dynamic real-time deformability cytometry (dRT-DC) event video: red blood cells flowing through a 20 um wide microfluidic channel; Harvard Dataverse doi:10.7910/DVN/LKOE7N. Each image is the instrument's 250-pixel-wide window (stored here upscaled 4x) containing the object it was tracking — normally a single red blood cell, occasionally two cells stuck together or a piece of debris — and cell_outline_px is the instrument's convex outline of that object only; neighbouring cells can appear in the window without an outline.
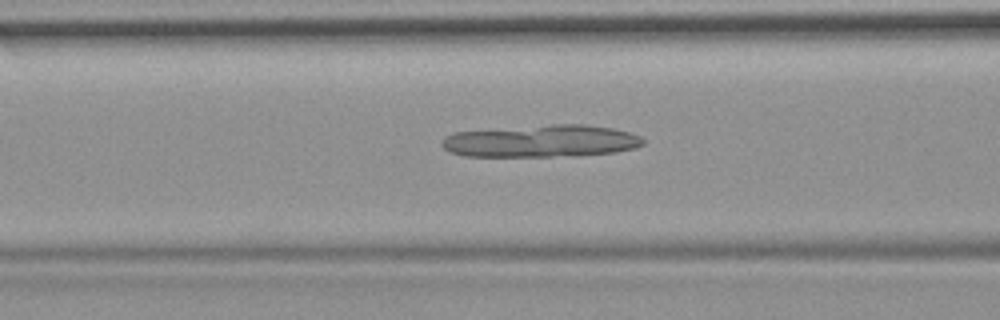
{"species": "common noctule bat (a hibernating species)", "species_latin": "Nyctalus noctula", "temperature_condition": "room temperature", "stored_images_in_passage": 41, "camera_frame_rate_fps": 3000, "um_per_image_px": 0.085, "animal": {"sex": "female", "body_mass_g": 19.9}, "frame": {"image": 1, "passage_image": 15, "time_ms": 4.667, "image_size_px": [1000, 320], "cell_outline_px": [[644, 144], [636, 148], [616, 152], [552, 156], [464, 156], [448, 152], [440, 144], [444, 136], [456, 132], [552, 124], [584, 124], [612, 128], [628, 132], [640, 136], [644, 140]], "centroid_in_image_um": [45.99, 11.99], "position_along_channel_um": 120.6, "area_um2": 37.63}}
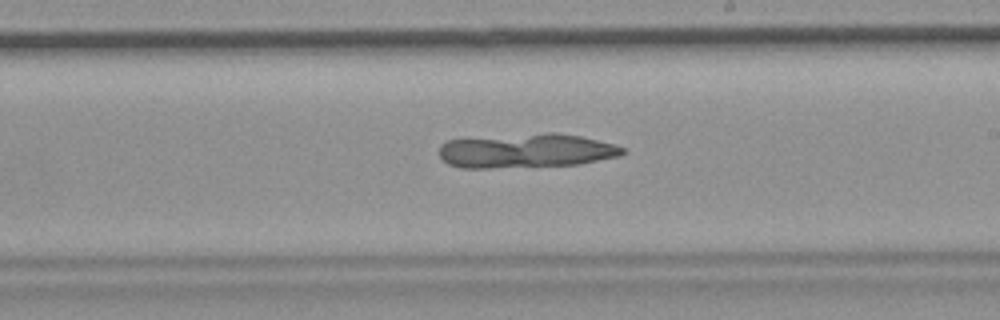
{"frame": {"image": 2, "passage_image": 25, "time_ms": 8.0, "image_size_px": [1000, 320], "cell_outline_px": [[628, 152], [620, 156], [580, 164], [492, 168], [460, 168], [448, 164], [440, 156], [440, 144], [448, 140], [548, 132], [556, 132], [580, 136], [612, 144], [624, 148]], "centroid_in_image_um": [44.74, 12.82], "position_along_channel_um": 244.3, "area_um2": 36.47}}
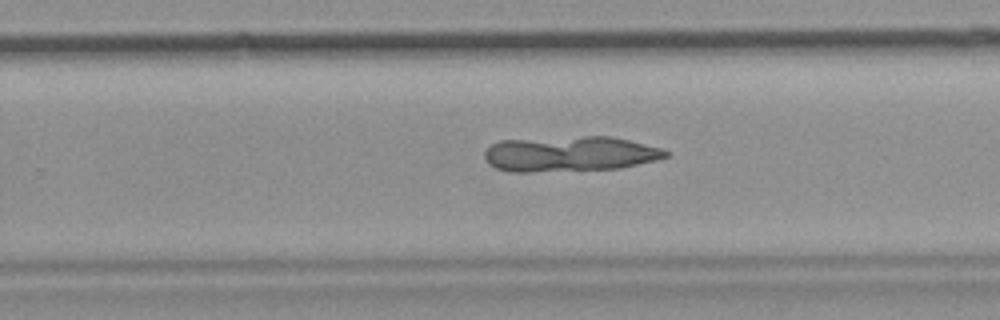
{"frame": {"image": 3, "passage_image": 28, "time_ms": 9.0, "image_size_px": [1000, 320], "cell_outline_px": [[672, 152], [668, 156], [656, 160], [620, 168], [528, 172], [508, 172], [496, 168], [488, 164], [484, 156], [484, 152], [492, 144], [500, 140], [584, 136], [612, 136], [664, 148]], "centroid_in_image_um": [48.46, 13.07], "position_along_channel_um": 281.3, "area_um2": 37.57}}